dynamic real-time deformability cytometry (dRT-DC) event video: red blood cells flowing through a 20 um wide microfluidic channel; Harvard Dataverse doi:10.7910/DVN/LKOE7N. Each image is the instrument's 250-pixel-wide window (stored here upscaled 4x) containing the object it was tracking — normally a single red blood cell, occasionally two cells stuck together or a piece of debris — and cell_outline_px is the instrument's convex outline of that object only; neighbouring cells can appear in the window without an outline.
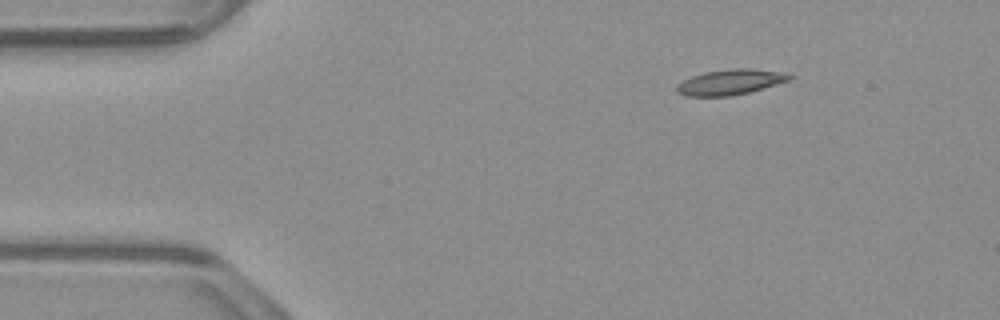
{"species": "common noctule bat (a hibernating species)", "species_latin": "Nyctalus noctula", "temperature_condition": "warm", "stored_images_in_passage": 46, "camera_frame_rate_fps": 3000, "um_per_image_px": 0.085, "animal": {"sex": "male", "body_mass_g": 23.1, "forearm_length_mm": 52.7}, "frame": {"image": 1, "passage_image": 1, "time_ms": 0.0, "image_size_px": [1000, 320], "cell_outline_px": [[796, 76], [788, 80], [748, 92], [732, 96], [688, 96], [676, 92], [676, 84], [692, 76], [704, 72], [732, 68], [752, 68], [784, 72]], "centroid_in_image_um": [62.06, 6.96], "position_along_channel_um": 22.9, "area_um2": 16.65}}
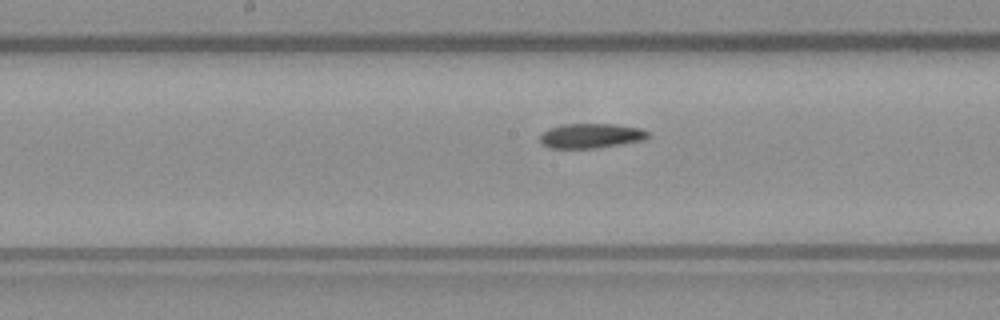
{"frame": {"image": 2, "passage_image": 20, "time_ms": 6.333, "image_size_px": [1000, 320], "cell_outline_px": [[652, 136], [644, 140], [596, 148], [548, 148], [540, 144], [540, 132], [548, 128], [564, 124], [612, 124], [640, 128], [648, 132]], "centroid_in_image_um": [50.19, 11.54], "position_along_channel_um": 198.0, "area_um2": 15.72}}
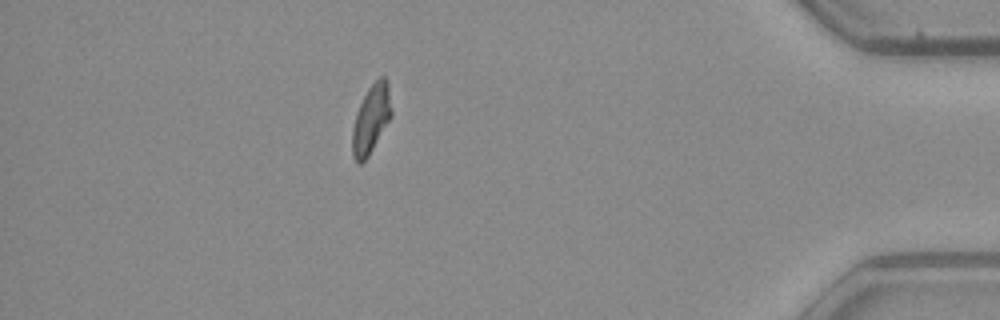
{"frame": {"image": 3, "passage_image": 40, "time_ms": 13.0, "image_size_px": [1000, 320], "cell_outline_px": [[392, 116], [368, 156], [360, 164], [356, 164], [352, 156], [352, 128], [356, 112], [368, 88], [380, 76], [384, 76], [388, 80], [392, 108]], "centroid_in_image_um": [31.55, 10.12], "position_along_channel_um": 403.7, "area_um2": 15.78}, "authors_computed_cell_mechanics": {"area_um2": 15.9239, "velocity_mm_per_s": 3.8772, "shape_relaxation_time_tau1_ms": null, "shape_relaxation_time_tau2_ms": 6.6059, "deformation_change_tau1": null, "deformation_change_tau2": 0.1391}}